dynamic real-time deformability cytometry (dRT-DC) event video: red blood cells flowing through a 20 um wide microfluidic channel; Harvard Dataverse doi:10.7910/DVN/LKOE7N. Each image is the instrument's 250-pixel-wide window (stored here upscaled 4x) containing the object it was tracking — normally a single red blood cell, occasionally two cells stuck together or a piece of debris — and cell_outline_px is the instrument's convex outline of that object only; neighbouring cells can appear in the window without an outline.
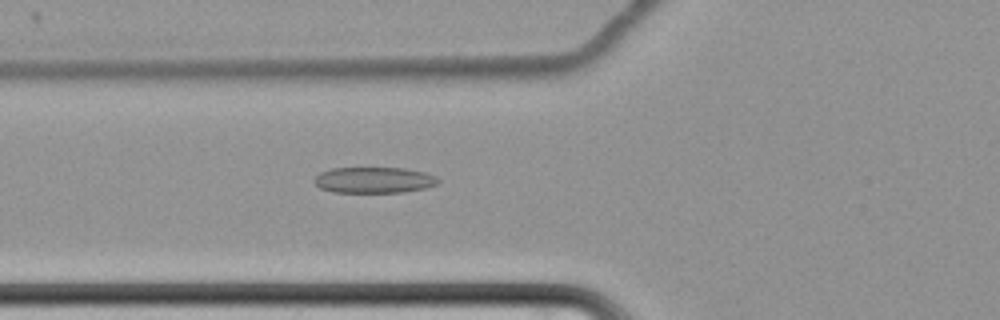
{"species": "common noctule bat (a hibernating species)", "species_latin": "Nyctalus noctula", "temperature_condition": "cold", "stored_images_in_passage": 64, "camera_frame_rate_fps": 3000, "um_per_image_px": 0.085, "animal": {"sex": "female", "body_mass_g": 22.7, "forearm_length_mm": 54.2}, "frame": {"image": 1, "passage_image": 27, "time_ms": 8.667, "image_size_px": [1000, 320], "cell_outline_px": [[440, 180], [436, 184], [424, 188], [400, 192], [332, 192], [320, 188], [312, 180], [320, 172], [332, 168], [404, 168], [424, 172], [436, 176]], "centroid_in_image_um": [31.76, 15.3], "position_along_channel_um": 94.0, "area_um2": 18.67}}
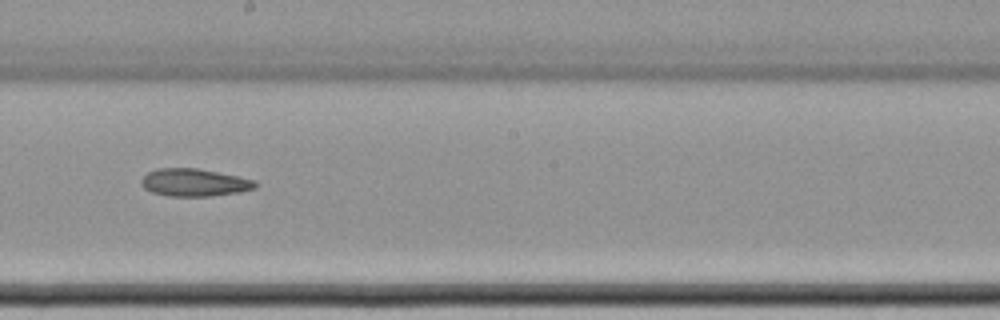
{"frame": {"image": 2, "passage_image": 39, "time_ms": 12.667, "image_size_px": [1000, 320], "cell_outline_px": [[256, 188], [240, 192], [208, 196], [168, 196], [152, 192], [144, 188], [140, 184], [140, 180], [148, 172], [156, 168], [196, 168], [240, 176], [256, 180]], "centroid_in_image_um": [16.51, 15.51], "position_along_channel_um": 231.7, "area_um2": 18.44}}
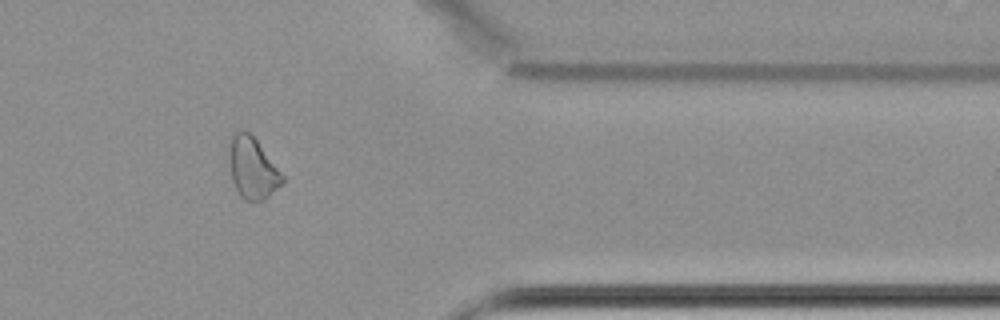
{"frame": {"image": 3, "passage_image": 54, "time_ms": 17.667, "image_size_px": [1000, 320], "cell_outline_px": [[284, 180], [264, 200], [244, 200], [240, 196], [232, 180], [228, 156], [228, 136], [232, 132], [240, 128], [248, 132], [256, 140], [284, 176]], "centroid_in_image_um": [21.39, 14.22], "position_along_channel_um": 390.0, "area_um2": 19.07}, "authors_computed_cell_mechanics": {"area_um2": 20.8369, "velocity_mm_per_s": 3.4419, "shape_relaxation_time_tau1_ms": null, "shape_relaxation_time_tau2_ms": 9.6632, "deformation_change_tau1": null, "deformation_change_tau2": 0.1478}}